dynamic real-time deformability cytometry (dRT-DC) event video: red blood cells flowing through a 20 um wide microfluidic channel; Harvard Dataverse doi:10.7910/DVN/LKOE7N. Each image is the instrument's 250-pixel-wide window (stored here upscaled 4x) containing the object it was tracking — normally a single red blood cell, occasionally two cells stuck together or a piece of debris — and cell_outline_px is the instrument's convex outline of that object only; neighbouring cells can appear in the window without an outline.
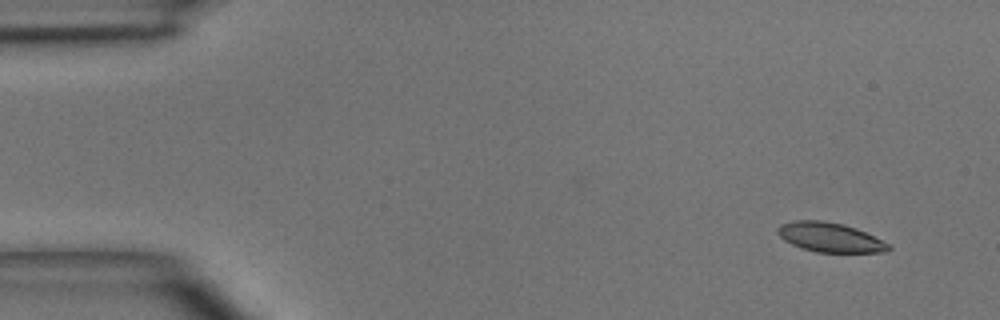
{"species": "common noctule bat (a hibernating species)", "species_latin": "Nyctalus noctula", "temperature_condition": "room temperature", "stored_images_in_passage": 5, "segment_of_instrument_passage": [1, 2], "camera_frame_rate_fps": 3000, "um_per_image_px": 0.085, "animal": {"sex": "male", "body_mass_g": 15.6}, "frame": {"image": 1, "passage_image": 1, "time_ms": 0.0, "image_size_px": [1000, 320], "cell_outline_px": [[892, 248], [888, 252], [816, 252], [792, 244], [784, 240], [776, 232], [776, 228], [780, 224], [792, 220], [824, 220], [844, 224], [856, 228], [888, 244]], "centroid_in_image_um": [70.5, 20.16], "position_along_channel_um": 14.5, "area_um2": 18.96}}
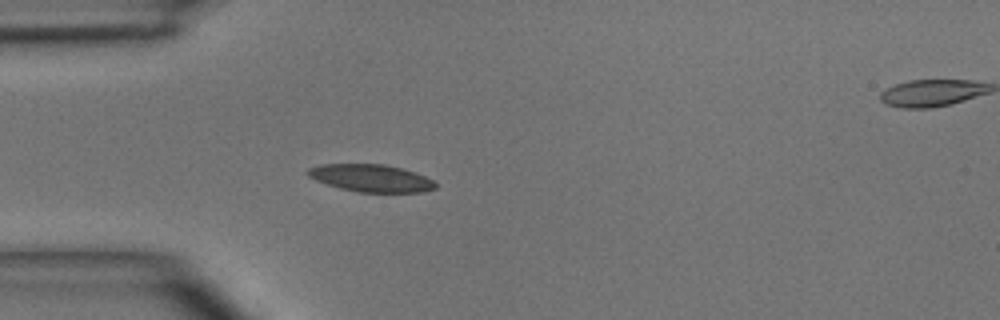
{"frame": {"image": 2, "passage_image": 4, "time_ms": 3.333, "image_size_px": [1000, 320], "cell_outline_px": [[436, 188], [424, 192], [356, 192], [340, 188], [316, 180], [308, 176], [304, 172], [308, 168], [320, 164], [384, 164], [416, 172], [432, 180], [436, 184]], "centroid_in_image_um": [31.51, 15.13], "position_along_channel_um": 53.5, "area_um2": 20.4}}